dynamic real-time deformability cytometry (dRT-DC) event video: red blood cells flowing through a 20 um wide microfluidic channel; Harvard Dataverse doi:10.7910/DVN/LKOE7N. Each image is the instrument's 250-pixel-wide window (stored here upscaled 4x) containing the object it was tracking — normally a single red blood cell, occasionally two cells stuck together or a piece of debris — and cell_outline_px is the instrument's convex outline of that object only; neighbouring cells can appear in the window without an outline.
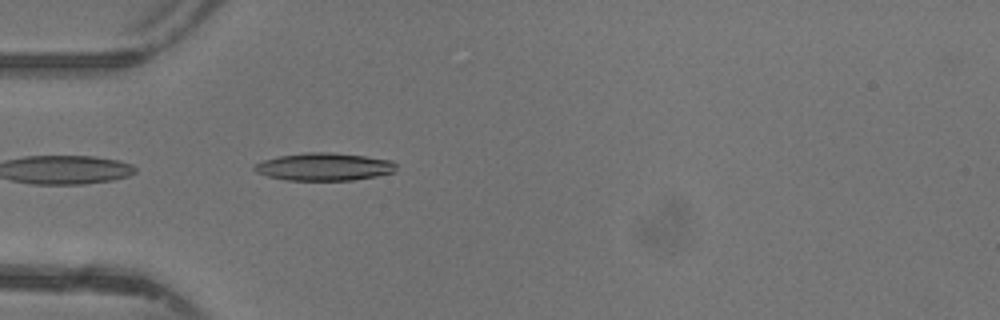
{"species": "common noctule bat (a hibernating species)", "species_latin": "Nyctalus noctula", "temperature_condition": "warm", "stored_images_in_passage": 33, "camera_frame_rate_fps": 3000, "um_per_image_px": 0.085, "animal": {"sex": "female"}, "frame": {"image": 1, "passage_image": 1, "time_ms": 0.0, "image_size_px": [1000, 320], "cell_outline_px": [[396, 172], [376, 176], [352, 180], [288, 180], [268, 176], [256, 172], [252, 168], [256, 164], [264, 160], [280, 156], [304, 152], [332, 152], [364, 156], [392, 160], [396, 164]], "centroid_in_image_um": [27.58, 14.17], "position_along_channel_um": 57.4, "area_um2": 22.83}}
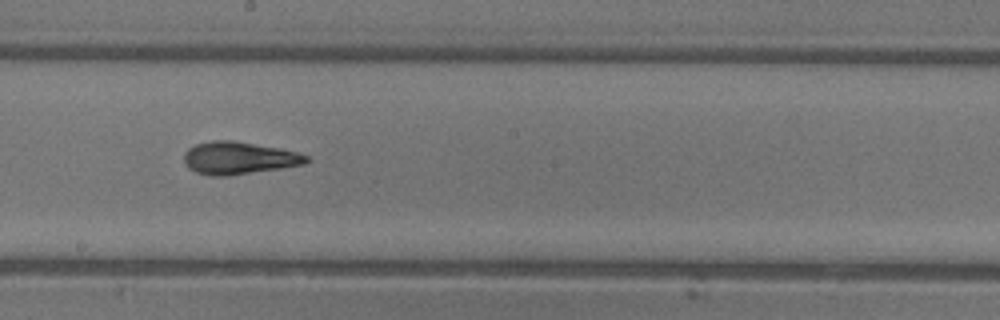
{"frame": {"image": 2, "passage_image": 13, "time_ms": 4.0, "image_size_px": [1000, 320], "cell_outline_px": [[312, 160], [304, 164], [280, 168], [228, 176], [212, 176], [196, 172], [188, 168], [184, 164], [184, 152], [188, 148], [196, 144], [212, 140], [232, 140], [280, 148], [296, 152], [308, 156]], "centroid_in_image_um": [20.28, 13.43], "position_along_channel_um": 227.9, "area_um2": 23.24}}
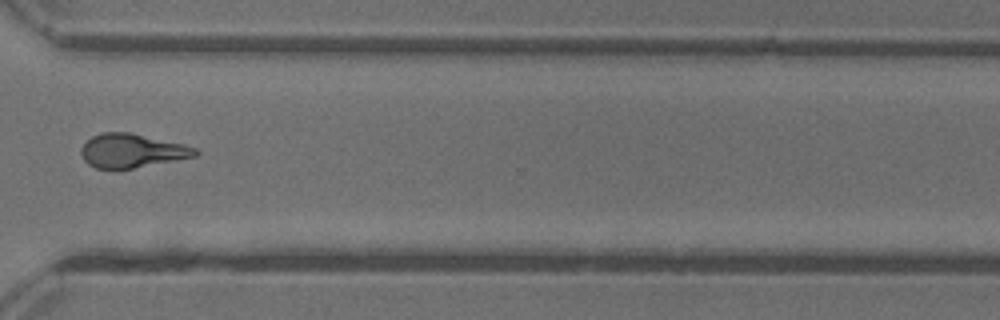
{"frame": {"image": 3, "passage_image": 22, "time_ms": 7.0, "image_size_px": [1000, 320], "cell_outline_px": [[200, 152], [196, 156], [176, 160], [132, 168], [96, 168], [88, 164], [84, 160], [80, 152], [80, 148], [92, 136], [104, 132], [128, 132], [184, 144], [196, 148]], "centroid_in_image_um": [11.21, 12.8], "position_along_channel_um": 359.4, "area_um2": 22.25}, "authors_computed_cell_mechanics": {"area_um2": 22.253, "velocity_mm_per_s": 4.4055, "shape_relaxation_time_tau1_ms": 4.6731, "shape_relaxation_time_tau2_ms": 1.5041, "deformation_change_tau1": 0.1915, "deformation_change_tau2": 0.1125}}